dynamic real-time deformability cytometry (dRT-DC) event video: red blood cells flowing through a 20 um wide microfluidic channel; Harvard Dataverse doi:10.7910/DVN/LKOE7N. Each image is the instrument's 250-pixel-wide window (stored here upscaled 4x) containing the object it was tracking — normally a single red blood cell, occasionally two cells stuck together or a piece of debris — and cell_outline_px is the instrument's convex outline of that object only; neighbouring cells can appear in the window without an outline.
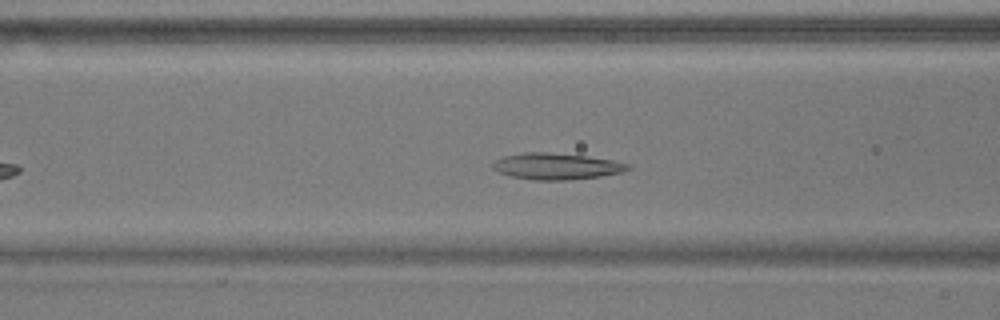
{"species": "common noctule bat (a hibernating species)", "species_latin": "Nyctalus noctula", "temperature_condition": "warm", "stored_images_in_passage": 31, "camera_frame_rate_fps": 3000, "um_per_image_px": 0.085, "animal": {"sex": "male", "body_mass_g": 17.9}, "frame": {"image": 1, "passage_image": 6, "time_ms": 1.667, "image_size_px": [1000, 320], "cell_outline_px": [[632, 168], [624, 172], [600, 176], [568, 180], [536, 180], [512, 176], [496, 172], [492, 168], [492, 164], [496, 160], [504, 156], [524, 152], [548, 152], [588, 156], [612, 160], [632, 164]], "centroid_in_image_um": [47.33, 14.13], "position_along_channel_um": 119.3, "area_um2": 20.92}}
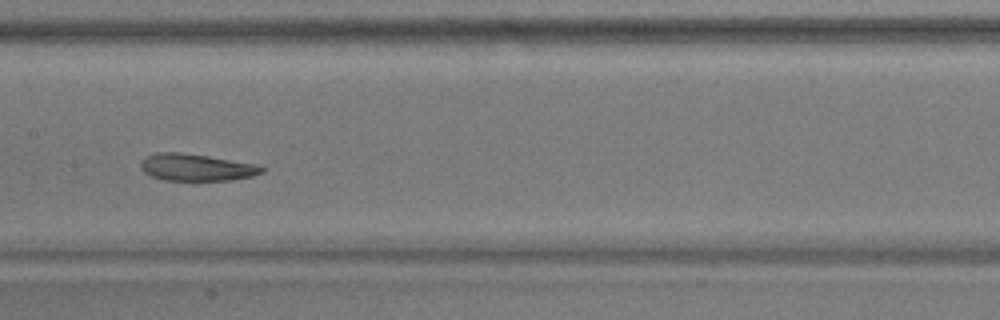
{"frame": {"image": 2, "passage_image": 12, "time_ms": 3.667, "image_size_px": [1000, 320], "cell_outline_px": [[264, 172], [252, 176], [232, 180], [164, 180], [152, 176], [144, 172], [140, 168], [140, 164], [144, 156], [156, 152], [180, 152], [208, 156], [256, 164], [264, 168]], "centroid_in_image_um": [16.66, 14.22], "position_along_channel_um": 190.7, "area_um2": 19.07}}
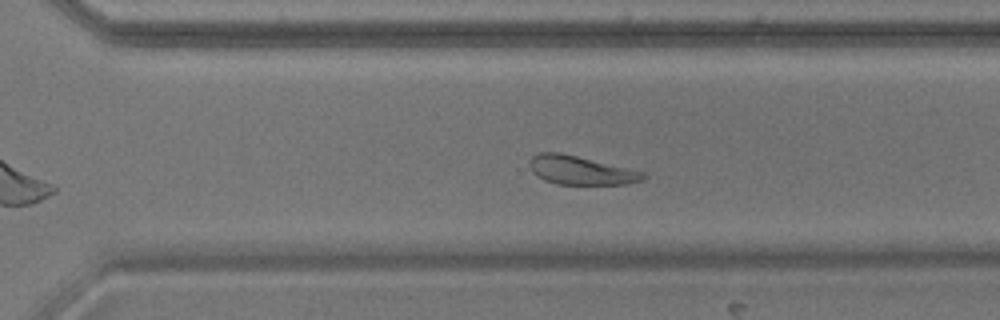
{"frame": {"image": 3, "passage_image": 23, "time_ms": 7.333, "image_size_px": [1000, 320], "cell_outline_px": [[648, 176], [644, 180], [628, 184], [556, 184], [544, 180], [532, 172], [528, 164], [528, 160], [532, 156], [540, 152], [560, 152], [644, 172]], "centroid_in_image_um": [49.34, 14.48], "position_along_channel_um": 321.3, "area_um2": 19.02}, "authors_computed_cell_mechanics": {"area_um2": 19.941, "velocity_mm_per_s": 3.5677, "shape_relaxation_time_tau1_ms": 4.2882, "shape_relaxation_time_tau2_ms": 3.6302, "deformation_change_tau1": 0.1296, "deformation_change_tau2": 0.1093}}